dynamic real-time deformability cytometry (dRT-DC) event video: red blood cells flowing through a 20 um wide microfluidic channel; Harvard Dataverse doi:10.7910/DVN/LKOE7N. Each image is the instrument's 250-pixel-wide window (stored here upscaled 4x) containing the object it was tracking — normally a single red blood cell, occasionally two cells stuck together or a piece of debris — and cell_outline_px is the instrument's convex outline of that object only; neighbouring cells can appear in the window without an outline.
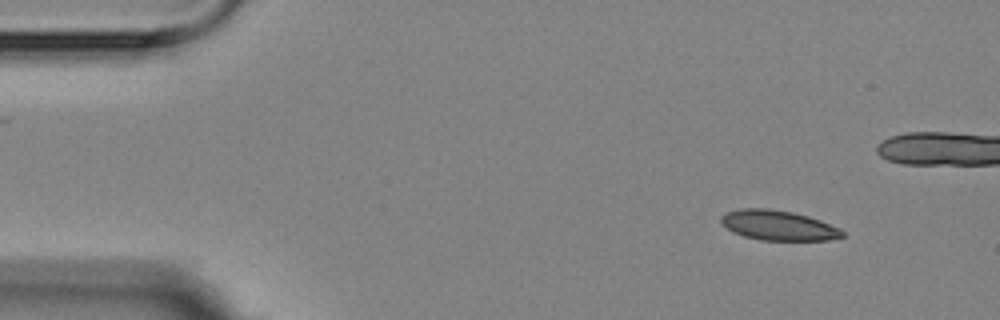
{"species": "Egyptian fruit bat (a non-hibernating species)", "species_latin": "Rousettus aegyptiacus", "temperature_condition": "room temperature", "stored_images_in_passage": 4, "camera_frame_rate_fps": 3000, "um_per_image_px": 0.085, "animal": {"sex": "female"}, "frame": {"image": 1, "passage_image": 1, "time_ms": 0.0, "image_size_px": [1000, 320], "cell_outline_px": [[844, 236], [828, 240], [760, 240], [744, 236], [732, 232], [720, 220], [720, 216], [728, 212], [740, 208], [768, 208], [792, 212], [808, 216], [820, 220], [840, 228], [844, 232]], "centroid_in_image_um": [66.16, 19.15], "position_along_channel_um": 18.8, "area_um2": 21.1}}